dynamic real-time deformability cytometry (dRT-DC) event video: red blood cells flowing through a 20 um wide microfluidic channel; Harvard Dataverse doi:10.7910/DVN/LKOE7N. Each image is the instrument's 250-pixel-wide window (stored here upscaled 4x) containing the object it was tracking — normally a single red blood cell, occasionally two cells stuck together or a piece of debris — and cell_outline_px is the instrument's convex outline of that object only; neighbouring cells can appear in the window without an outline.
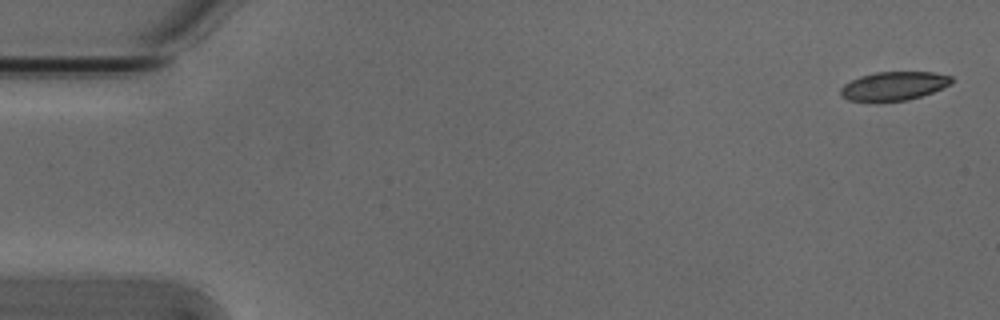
{"species": "Egyptian fruit bat (a non-hibernating species)", "species_latin": "Rousettus aegyptiacus", "temperature_condition": "cold", "stored_images_in_passage": 5, "camera_frame_rate_fps": 3000, "um_per_image_px": 0.085, "animal": {"sex": "male"}, "frame": {"image": 1, "passage_image": 1, "time_ms": 0.0, "image_size_px": [1000, 320], "cell_outline_px": [[952, 84], [932, 92], [908, 100], [848, 100], [840, 96], [840, 88], [844, 84], [860, 76], [876, 72], [932, 72], [952, 76]], "centroid_in_image_um": [75.98, 7.29], "position_along_channel_um": 9.0, "area_um2": 18.26}}
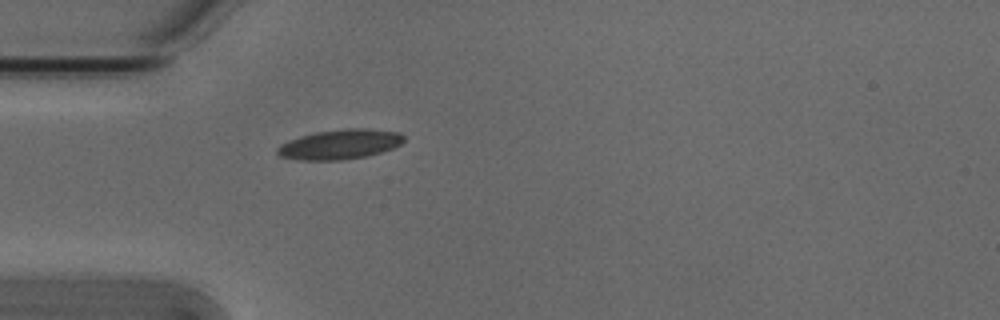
{"frame": {"image": 2, "passage_image": 5, "time_ms": 1.333, "image_size_px": [1000, 320], "cell_outline_px": [[404, 140], [400, 144], [392, 148], [380, 152], [364, 156], [340, 160], [300, 160], [280, 156], [276, 152], [276, 148], [280, 144], [288, 140], [300, 136], [316, 132], [344, 128], [368, 128], [400, 132], [404, 136]], "centroid_in_image_um": [28.87, 12.25], "position_along_channel_um": 56.1, "area_um2": 21.96}}